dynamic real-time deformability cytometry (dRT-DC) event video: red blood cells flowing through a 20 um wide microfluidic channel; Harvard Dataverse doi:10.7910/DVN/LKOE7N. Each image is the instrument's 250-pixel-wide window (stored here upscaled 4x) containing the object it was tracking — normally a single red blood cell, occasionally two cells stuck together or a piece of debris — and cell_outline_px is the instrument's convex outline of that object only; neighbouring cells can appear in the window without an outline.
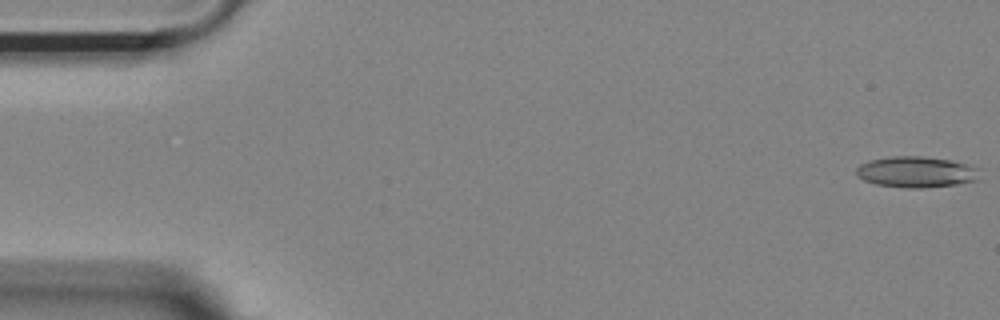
{"species": "Egyptian fruit bat (a non-hibernating species)", "species_latin": "Rousettus aegyptiacus", "temperature_condition": "room temperature", "stored_images_in_passage": 54, "camera_frame_rate_fps": 3000, "um_per_image_px": 0.085, "animal": {"sex": "female"}, "frame": {"image": 1, "passage_image": 1, "time_ms": 0.0, "image_size_px": [1000, 320], "cell_outline_px": [[980, 180], [956, 184], [920, 188], [908, 188], [876, 184], [864, 180], [856, 176], [856, 168], [860, 164], [868, 160], [888, 156], [924, 156], [952, 160], [968, 164], [980, 168]], "centroid_in_image_um": [77.91, 14.6], "position_along_channel_um": 7.1, "area_um2": 22.66}}
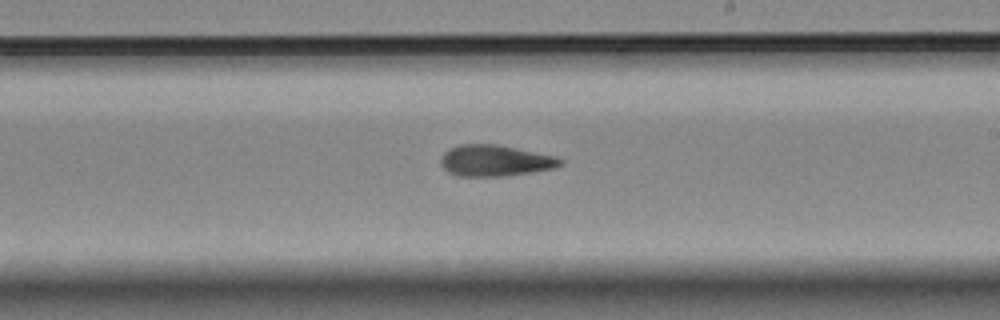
{"frame": {"image": 2, "passage_image": 31, "time_ms": 10.0, "image_size_px": [1000, 320], "cell_outline_px": [[564, 164], [552, 168], [532, 172], [508, 176], [456, 176], [448, 172], [440, 164], [440, 156], [448, 148], [460, 144], [496, 144], [556, 156], [564, 160]], "centroid_in_image_um": [42.06, 13.65], "position_along_channel_um": 246.9, "area_um2": 21.96}}
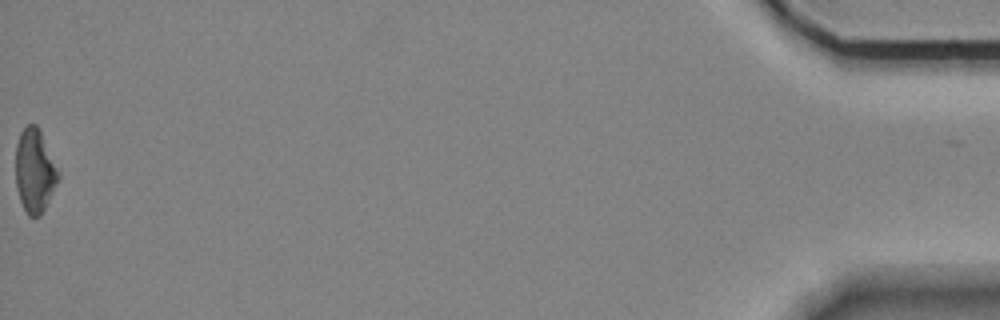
{"frame": {"image": 3, "passage_image": 54, "time_ms": 17.667, "image_size_px": [1000, 320], "cell_outline_px": [[60, 180], [40, 216], [28, 216], [20, 200], [16, 188], [16, 144], [20, 132], [28, 124], [36, 124], [60, 172]], "centroid_in_image_um": [2.96, 14.54], "position_along_channel_um": 432.2, "area_um2": 20.75}, "authors_computed_cell_mechanics": {"area_um2": 21.4727, "velocity_mm_per_s": 3.7067, "shape_relaxation_time_tau1_ms": 10.2373, "shape_relaxation_time_tau2_ms": 6.7616, "deformation_change_tau1": 0.271, "deformation_change_tau2": 0.188}}